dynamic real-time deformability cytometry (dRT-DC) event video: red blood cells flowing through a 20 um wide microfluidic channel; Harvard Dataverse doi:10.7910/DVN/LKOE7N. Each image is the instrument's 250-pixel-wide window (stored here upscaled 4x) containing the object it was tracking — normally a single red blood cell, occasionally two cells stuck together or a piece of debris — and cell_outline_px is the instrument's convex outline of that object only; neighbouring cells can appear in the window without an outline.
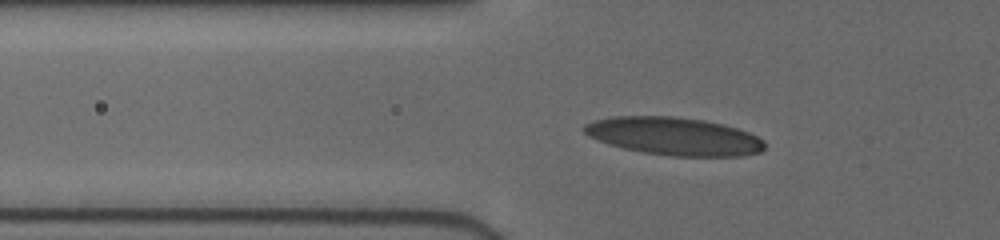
{"species": "human", "species_latin": "Homo sapiens", "temperature_condition": "cold", "stored_images_in_passage": 31, "camera_frame_rate_fps": 3000, "um_per_image_px": 0.085, "donor": {"sex": "female"}, "frame": {"image": 1, "passage_image": 7, "time_ms": 1.667, "image_size_px": [1000, 240], "cell_outline_px": [[764, 148], [760, 152], [744, 156], [672, 156], [644, 152], [624, 148], [608, 144], [588, 136], [580, 128], [584, 124], [592, 120], [612, 116], [672, 116], [704, 120], [724, 124], [748, 132], [764, 140]], "centroid_in_image_um": [57.26, 11.57], "position_along_channel_um": 68.5, "area_um2": 40.0}}
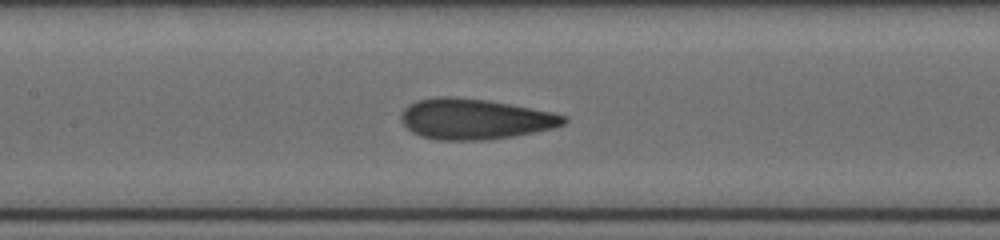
{"frame": {"image": 2, "passage_image": 17, "time_ms": 4.333, "image_size_px": [1000, 240], "cell_outline_px": [[568, 120], [564, 124], [556, 128], [512, 136], [484, 140], [436, 140], [420, 136], [412, 132], [400, 120], [400, 112], [408, 104], [420, 100], [436, 96], [456, 96], [488, 100], [552, 112], [568, 116]], "centroid_in_image_um": [40.35, 10.11], "position_along_channel_um": 167.1, "area_um2": 38.73}}
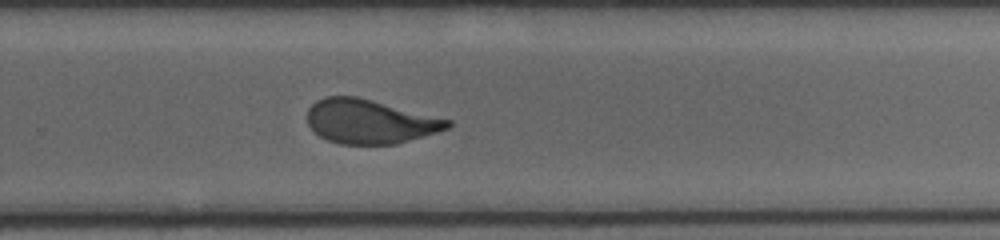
{"frame": {"image": 3, "passage_image": 30, "time_ms": 7.667, "image_size_px": [1000, 240], "cell_outline_px": [[452, 124], [448, 128], [424, 136], [396, 144], [340, 144], [328, 140], [320, 136], [308, 124], [308, 108], [316, 100], [324, 96], [356, 96], [452, 120]], "centroid_in_image_um": [31.43, 10.32], "position_along_channel_um": 298.4, "area_um2": 35.89}}